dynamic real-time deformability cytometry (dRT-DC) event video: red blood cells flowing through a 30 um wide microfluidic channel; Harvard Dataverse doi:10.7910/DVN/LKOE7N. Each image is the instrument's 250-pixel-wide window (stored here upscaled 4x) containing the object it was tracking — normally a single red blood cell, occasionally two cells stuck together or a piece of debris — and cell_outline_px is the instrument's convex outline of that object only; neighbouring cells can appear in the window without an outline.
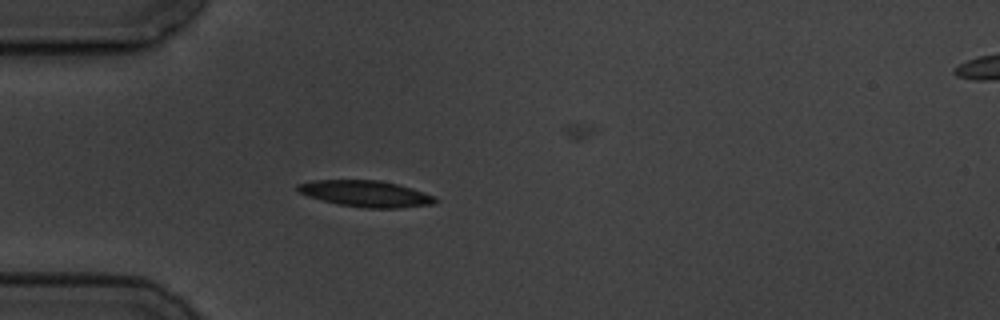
{"species": "common noctule bat (a hibernating species)", "species_latin": "Nyctalus noctula", "temperature_condition": "cold", "stored_images_in_passage": 5, "camera_frame_rate_fps": 3000, "um_per_image_px": 0.085, "animal": {"sex": "male", "body_mass_g": 19.5, "forearm_length_mm": 54.6}, "frame": {"image": 1, "passage_image": 4, "time_ms": 3.333, "image_size_px": [1000, 320], "cell_outline_px": [[440, 200], [432, 204], [400, 208], [364, 208], [340, 204], [320, 200], [308, 196], [300, 192], [296, 188], [296, 184], [312, 180], [380, 180], [412, 188], [436, 196]], "centroid_in_image_um": [31.11, 16.46], "position_along_channel_um": 53.9, "area_um2": 21.15}}